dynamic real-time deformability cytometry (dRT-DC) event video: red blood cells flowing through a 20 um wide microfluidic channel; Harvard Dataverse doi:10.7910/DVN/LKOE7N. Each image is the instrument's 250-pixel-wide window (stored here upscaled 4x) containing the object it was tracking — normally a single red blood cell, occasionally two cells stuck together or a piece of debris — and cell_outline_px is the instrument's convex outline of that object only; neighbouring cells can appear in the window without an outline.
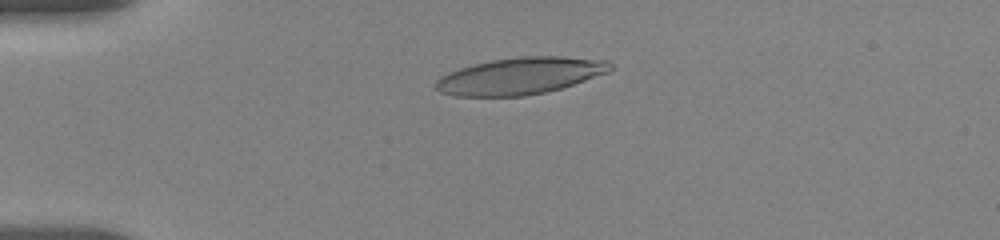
{"species": "human", "species_latin": "Homo sapiens", "temperature_condition": "room temperature", "stored_images_in_passage": 35, "camera_frame_rate_fps": 3000, "um_per_image_px": 0.085, "donor": {"sex": "female"}, "frame": {"image": 1, "passage_image": 6, "time_ms": 4.333, "image_size_px": [1000, 240], "cell_outline_px": [[616, 68], [608, 72], [560, 88], [544, 92], [524, 96], [456, 96], [440, 92], [436, 88], [436, 80], [440, 76], [448, 72], [460, 68], [492, 60], [524, 56], [560, 56], [608, 60]], "centroid_in_image_um": [44.23, 6.44], "position_along_channel_um": 40.8, "area_um2": 37.22}}
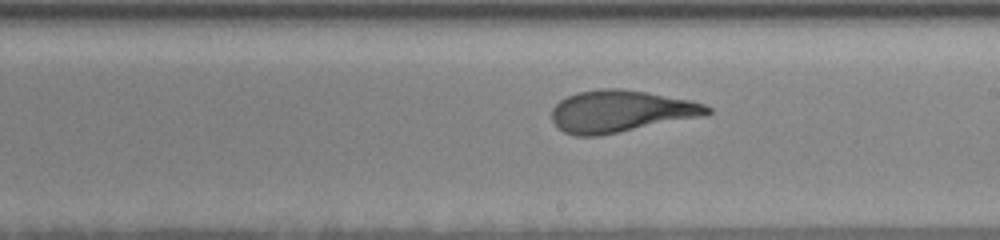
{"frame": {"image": 2, "passage_image": 21, "time_ms": 10.667, "image_size_px": [1000, 240], "cell_outline_px": [[712, 112], [708, 116], [600, 136], [576, 136], [564, 132], [552, 120], [552, 108], [560, 100], [576, 92], [600, 88], [620, 88], [692, 100], [704, 104], [712, 108]], "centroid_in_image_um": [52.81, 9.47], "position_along_channel_um": 236.2, "area_um2": 38.44}}
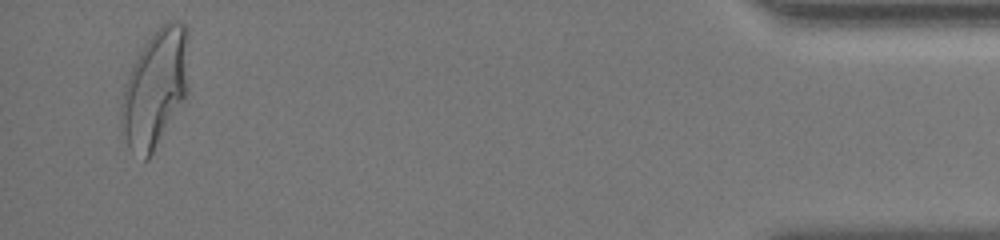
{"frame": {"image": 3, "passage_image": 35, "time_ms": 17.667, "image_size_px": [1000, 240], "cell_outline_px": [[188, 92], [184, 100], [148, 160], [144, 160], [128, 148], [120, 124], [120, 108], [124, 88], [128, 76], [144, 44], [160, 24], [168, 20], [180, 20], [188, 28]], "centroid_in_image_um": [13.21, 7.47], "position_along_channel_um": 422.0, "area_um2": 46.41}, "authors_computed_cell_mechanics": {"area_um2": 37.6278, "velocity_mm_per_s": 3.638, "shape_relaxation_time_tau1_ms": 5.5218, "shape_relaxation_time_tau2_ms": 1.0562, "deformation_change_tau1": 0.2414, "deformation_change_tau2": 0.0948}}